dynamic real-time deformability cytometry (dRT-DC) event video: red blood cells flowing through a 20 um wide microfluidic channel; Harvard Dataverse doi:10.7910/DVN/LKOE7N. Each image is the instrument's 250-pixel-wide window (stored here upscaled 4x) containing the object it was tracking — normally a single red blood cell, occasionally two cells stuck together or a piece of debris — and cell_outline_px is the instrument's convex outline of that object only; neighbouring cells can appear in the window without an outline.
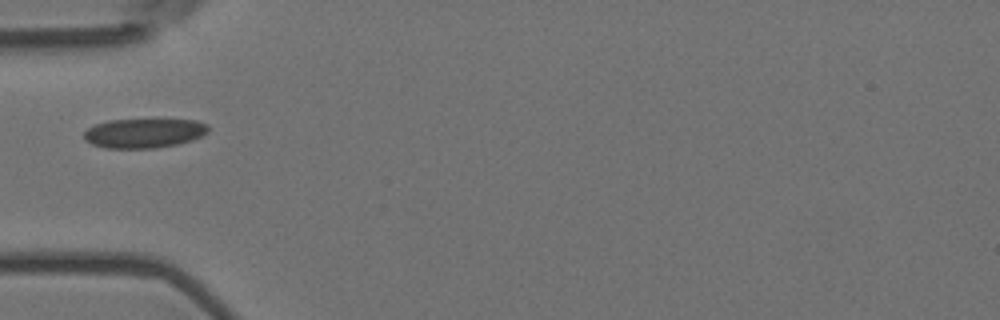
{"species": "Egyptian fruit bat (a non-hibernating species)", "species_latin": "Rousettus aegyptiacus", "temperature_condition": "room temperature", "stored_images_in_passage": 38, "camera_frame_rate_fps": 3000, "um_per_image_px": 0.085, "animal": {"sex": "female"}, "frame": {"image": 1, "passage_image": 1, "time_ms": 0.0, "image_size_px": [1000, 320], "cell_outline_px": [[208, 132], [192, 140], [176, 144], [156, 148], [104, 148], [92, 144], [84, 140], [84, 132], [88, 128], [96, 124], [108, 120], [196, 120], [208, 124]], "centroid_in_image_um": [12.22, 11.32], "position_along_channel_um": 72.8, "area_um2": 21.21}}
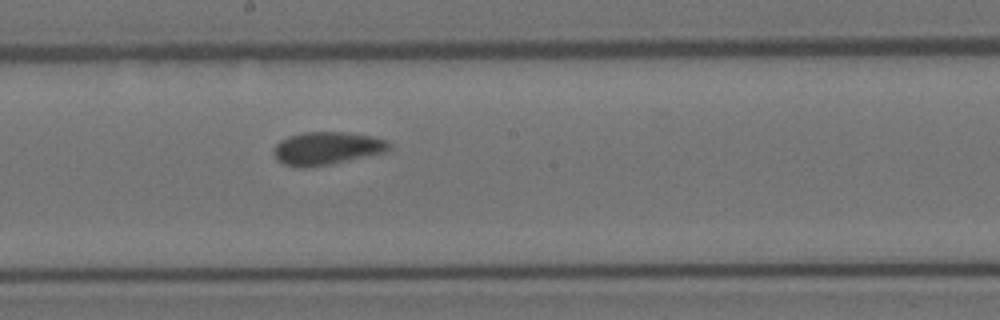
{"frame": {"image": 2, "passage_image": 13, "time_ms": 4.0, "image_size_px": [1000, 320], "cell_outline_px": [[392, 148], [384, 152], [368, 156], [308, 168], [296, 168], [284, 164], [276, 160], [272, 152], [276, 144], [280, 140], [288, 136], [304, 132], [344, 132], [372, 136], [388, 140], [392, 144]], "centroid_in_image_um": [27.76, 12.61], "position_along_channel_um": 220.4, "area_um2": 22.37}}
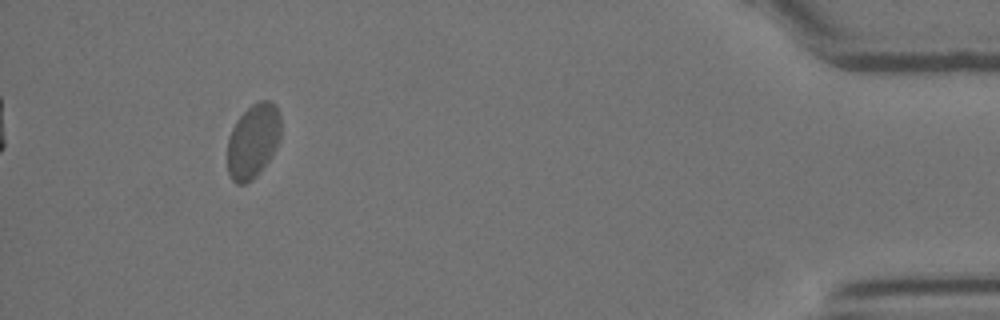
{"frame": {"image": 3, "passage_image": 34, "time_ms": 11.0, "image_size_px": [1000, 320], "cell_outline_px": [[280, 140], [272, 156], [256, 176], [252, 180], [244, 184], [236, 184], [232, 180], [228, 172], [228, 136], [236, 120], [252, 104], [260, 100], [268, 100], [276, 104], [280, 116]], "centroid_in_image_um": [21.52, 11.98], "position_along_channel_um": 413.7, "area_um2": 23.29}}